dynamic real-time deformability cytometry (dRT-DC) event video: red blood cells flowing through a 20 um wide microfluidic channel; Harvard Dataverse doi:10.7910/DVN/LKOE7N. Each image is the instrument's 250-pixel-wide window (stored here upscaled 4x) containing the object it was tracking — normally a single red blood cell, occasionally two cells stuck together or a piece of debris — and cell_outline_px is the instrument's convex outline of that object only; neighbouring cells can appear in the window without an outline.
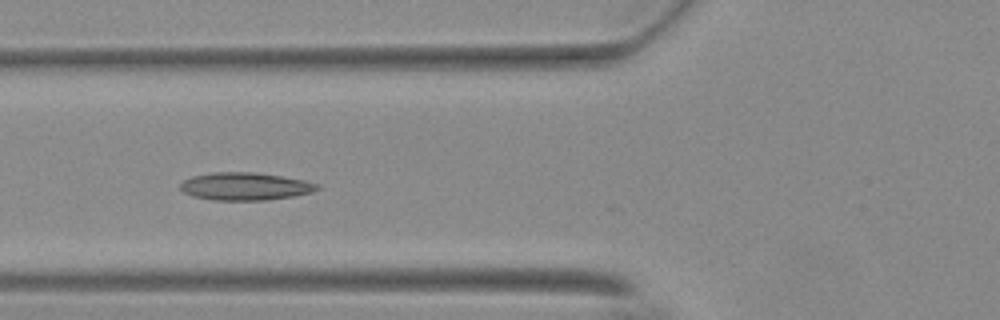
{"species": "Egyptian fruit bat (a non-hibernating species)", "species_latin": "Rousettus aegyptiacus", "temperature_condition": "warm", "stored_images_in_passage": 18, "camera_frame_rate_fps": 3000, "um_per_image_px": 0.085, "animal": {"sex": "female"}, "frame": {"image": 1, "passage_image": 12, "time_ms": 3.667, "image_size_px": [1000, 320], "cell_outline_px": [[320, 188], [312, 192], [292, 196], [268, 200], [212, 200], [192, 196], [184, 192], [180, 188], [180, 184], [184, 180], [192, 176], [216, 172], [252, 172], [280, 176], [320, 184]], "centroid_in_image_um": [20.81, 15.85], "position_along_channel_um": 105.0, "area_um2": 21.91}}
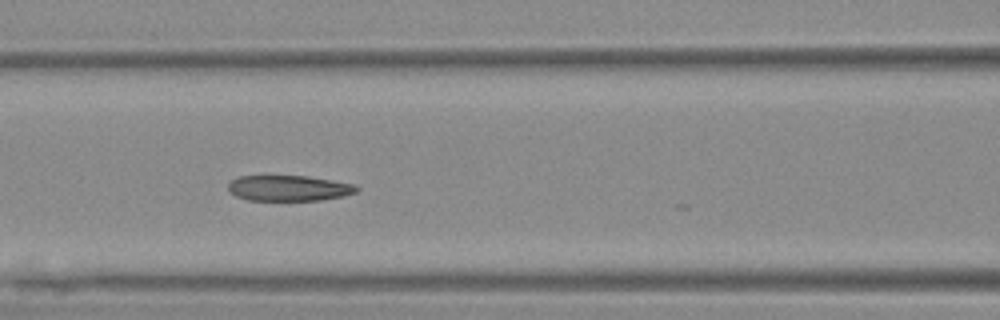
{"frame": {"image": 2, "passage_image": 15, "time_ms": 4.667, "image_size_px": [1000, 320], "cell_outline_px": [[360, 188], [356, 192], [344, 196], [320, 200], [248, 200], [236, 196], [228, 188], [228, 184], [232, 180], [240, 176], [308, 176], [352, 184]], "centroid_in_image_um": [24.55, 15.99], "position_along_channel_um": 142.0, "area_um2": 18.96}}